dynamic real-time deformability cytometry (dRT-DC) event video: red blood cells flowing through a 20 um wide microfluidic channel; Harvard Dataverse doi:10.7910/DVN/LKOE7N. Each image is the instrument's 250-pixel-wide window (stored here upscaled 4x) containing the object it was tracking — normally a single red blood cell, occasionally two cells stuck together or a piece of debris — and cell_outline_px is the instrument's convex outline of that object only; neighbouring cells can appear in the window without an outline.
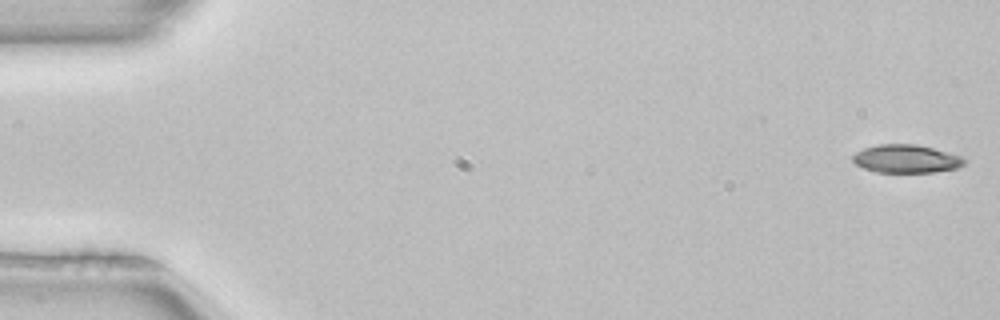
{"species": "common noctule bat (a hibernating species)", "species_latin": "Nyctalus noctula", "temperature_condition": "room temperature", "stored_images_in_passage": 5, "camera_frame_rate_fps": 3000, "um_per_image_px": 0.085, "animal": {"sex": "female", "body_mass_g": 22.7, "forearm_length_mm": 54.2}, "frame": {"image": 1, "passage_image": 1, "time_ms": 0.0, "image_size_px": [1000, 320], "cell_outline_px": [[968, 160], [964, 164], [956, 168], [932, 172], [876, 172], [864, 168], [856, 164], [852, 160], [852, 156], [856, 152], [864, 148], [876, 144], [916, 144], [948, 152], [960, 156]], "centroid_in_image_um": [77.01, 13.49], "position_along_channel_um": 8.0, "area_um2": 18.26}}
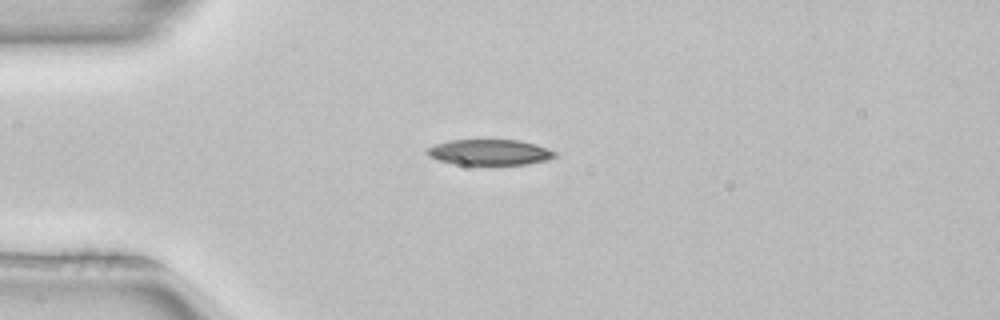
{"frame": {"image": 2, "passage_image": 3, "time_ms": 0.667, "image_size_px": [1000, 320], "cell_outline_px": [[556, 156], [548, 160], [524, 164], [460, 164], [440, 160], [428, 156], [424, 152], [428, 148], [436, 144], [448, 140], [520, 140], [536, 144], [556, 152]], "centroid_in_image_um": [41.62, 12.93], "position_along_channel_um": 43.4, "area_um2": 18.9}}
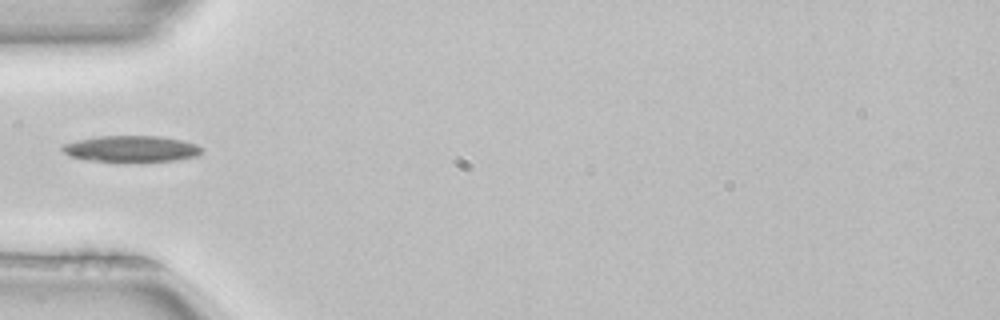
{"frame": {"image": 3, "passage_image": 4, "time_ms": 1.0, "image_size_px": [1000, 320], "cell_outline_px": [[204, 148], [196, 156], [176, 160], [88, 160], [68, 156], [60, 148], [64, 144], [76, 140], [100, 136], [160, 136], [184, 140], [196, 144]], "centroid_in_image_um": [11.16, 12.62], "position_along_channel_um": 73.8, "area_um2": 20.87}}